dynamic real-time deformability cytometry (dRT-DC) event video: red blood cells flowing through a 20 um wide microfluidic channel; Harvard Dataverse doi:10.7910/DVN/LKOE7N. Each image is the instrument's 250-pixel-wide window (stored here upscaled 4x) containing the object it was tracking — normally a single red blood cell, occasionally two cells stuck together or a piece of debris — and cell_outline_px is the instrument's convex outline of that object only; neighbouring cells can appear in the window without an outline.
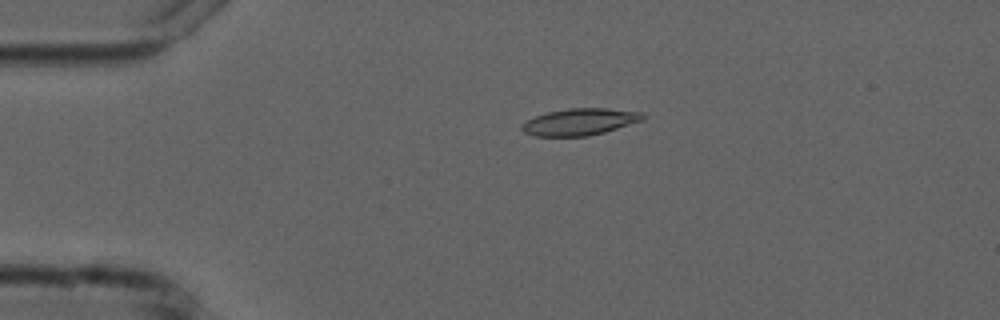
{"species": "common noctule bat (a hibernating species)", "species_latin": "Nyctalus noctula", "temperature_condition": "cold", "stored_images_in_passage": 5, "camera_frame_rate_fps": 3000, "um_per_image_px": 0.085, "animal": {"sex": "male", "forearm_length_mm": 52.5}, "frame": {"image": 1, "passage_image": 4, "time_ms": 3.667, "image_size_px": [1000, 320], "cell_outline_px": [[648, 116], [644, 120], [604, 132], [588, 136], [536, 136], [524, 132], [520, 128], [520, 124], [536, 116], [548, 112], [568, 108], [608, 108], [644, 112]], "centroid_in_image_um": [49.33, 10.35], "position_along_channel_um": 35.7, "area_um2": 19.02}}